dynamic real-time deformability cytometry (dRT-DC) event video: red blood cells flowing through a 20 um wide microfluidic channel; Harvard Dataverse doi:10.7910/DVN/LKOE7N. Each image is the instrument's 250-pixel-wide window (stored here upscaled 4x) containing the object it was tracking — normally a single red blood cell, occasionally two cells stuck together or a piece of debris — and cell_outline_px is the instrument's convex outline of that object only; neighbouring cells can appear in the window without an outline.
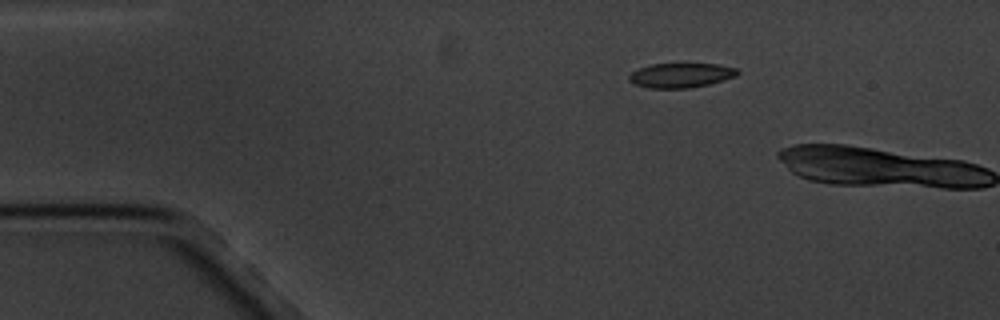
{"species": "common noctule bat (a hibernating species)", "species_latin": "Nyctalus noctula", "temperature_condition": "cold", "stored_images_in_passage": 2, "camera_frame_rate_fps": 3000, "um_per_image_px": 0.085, "animal": {"sex": "male", "body_mass_g": 20.1, "forearm_length_mm": 53.5}, "frame": {"image": 1, "passage_image": 1, "time_ms": 0.0, "image_size_px": [1000, 320], "cell_outline_px": [[740, 72], [736, 76], [708, 84], [688, 88], [648, 88], [636, 84], [628, 80], [628, 76], [632, 72], [640, 68], [652, 64], [688, 60], [716, 64], [736, 68]], "centroid_in_image_um": [57.89, 6.34], "position_along_channel_um": 27.1, "area_um2": 16.24}}